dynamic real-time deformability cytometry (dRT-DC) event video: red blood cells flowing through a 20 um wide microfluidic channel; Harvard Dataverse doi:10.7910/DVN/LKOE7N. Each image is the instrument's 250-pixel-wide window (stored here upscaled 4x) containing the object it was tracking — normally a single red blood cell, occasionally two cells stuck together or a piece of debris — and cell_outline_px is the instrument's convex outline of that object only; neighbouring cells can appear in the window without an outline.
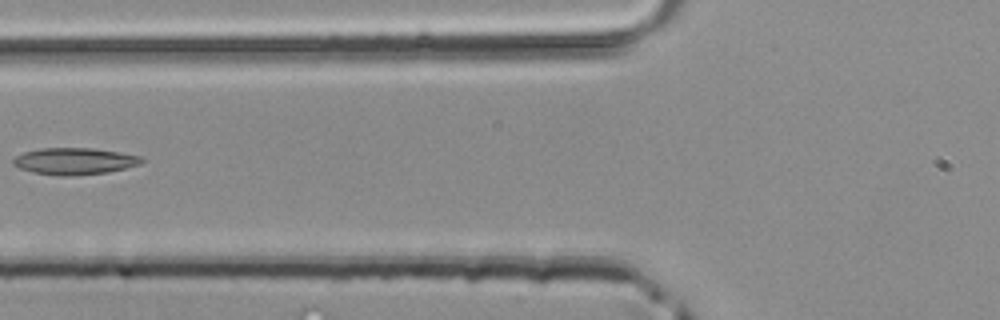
{"species": "common noctule bat (a hibernating species)", "species_latin": "Nyctalus noctula", "temperature_condition": "room temperature", "stored_images_in_passage": 2, "camera_frame_rate_fps": 3000, "um_per_image_px": 0.085, "animal": {"sex": "male", "body_mass_g": 20.4}, "frame": {"image": 1, "passage_image": 2, "time_ms": 0.333, "image_size_px": [1000, 320], "cell_outline_px": [[148, 160], [140, 164], [124, 168], [104, 172], [72, 176], [60, 176], [32, 172], [20, 168], [12, 164], [12, 160], [16, 156], [24, 152], [40, 148], [92, 148], [120, 152], [140, 156]], "centroid_in_image_um": [6.33, 13.69], "position_along_channel_um": 119.5, "area_um2": 20.0}}